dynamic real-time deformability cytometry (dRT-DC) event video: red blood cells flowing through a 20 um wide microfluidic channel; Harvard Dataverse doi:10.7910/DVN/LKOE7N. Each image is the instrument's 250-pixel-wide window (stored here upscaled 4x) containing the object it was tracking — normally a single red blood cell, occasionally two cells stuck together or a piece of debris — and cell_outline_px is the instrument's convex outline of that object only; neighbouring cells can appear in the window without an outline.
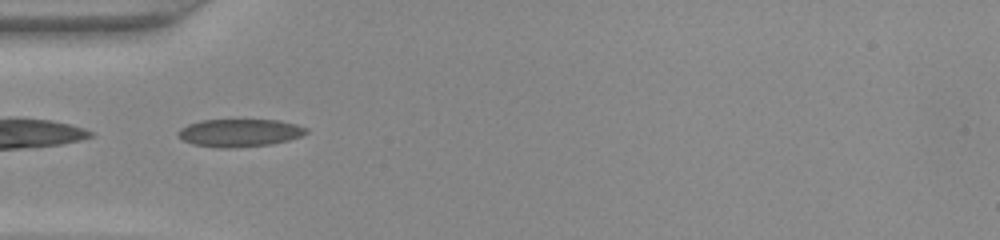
{"species": "common noctule bat (a hibernating species)", "species_latin": "Nyctalus noctula", "temperature_condition": "warm", "stored_images_in_passage": 47, "camera_frame_rate_fps": 3000, "um_per_image_px": 0.085, "animal": {"sex": "female", "body_mass_g": 22.0, "forearm_length_mm": 56.7}, "frame": {"image": 1, "passage_image": 15, "time_ms": 4.667, "image_size_px": [1000, 240], "cell_outline_px": [[308, 132], [300, 136], [288, 140], [268, 144], [228, 148], [216, 148], [192, 144], [184, 140], [180, 136], [180, 128], [188, 124], [200, 120], [280, 120], [296, 124], [308, 128]], "centroid_in_image_um": [20.38, 11.28], "position_along_channel_um": 64.6, "area_um2": 20.52}}
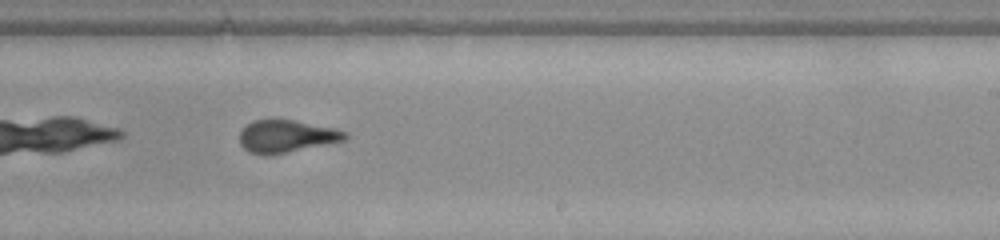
{"frame": {"image": 2, "passage_image": 29, "time_ms": 9.333, "image_size_px": [1000, 240], "cell_outline_px": [[348, 136], [344, 140], [268, 156], [248, 152], [240, 144], [240, 132], [248, 124], [256, 120], [272, 116], [336, 128], [348, 132]], "centroid_in_image_um": [24.32, 11.55], "position_along_channel_um": 264.7, "area_um2": 20.29}}
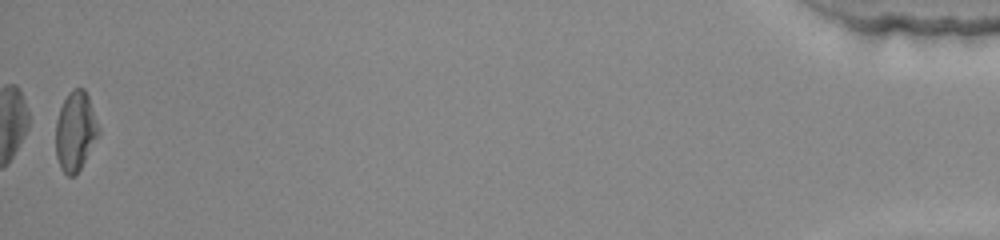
{"frame": {"image": 3, "passage_image": 47, "time_ms": 15.333, "image_size_px": [1000, 240], "cell_outline_px": [[100, 132], [76, 176], [68, 176], [60, 168], [56, 156], [56, 120], [60, 108], [68, 92], [72, 88], [84, 88], [88, 96], [100, 128]], "centroid_in_image_um": [6.4, 11.15], "position_along_channel_um": 428.8, "area_um2": 19.83}}